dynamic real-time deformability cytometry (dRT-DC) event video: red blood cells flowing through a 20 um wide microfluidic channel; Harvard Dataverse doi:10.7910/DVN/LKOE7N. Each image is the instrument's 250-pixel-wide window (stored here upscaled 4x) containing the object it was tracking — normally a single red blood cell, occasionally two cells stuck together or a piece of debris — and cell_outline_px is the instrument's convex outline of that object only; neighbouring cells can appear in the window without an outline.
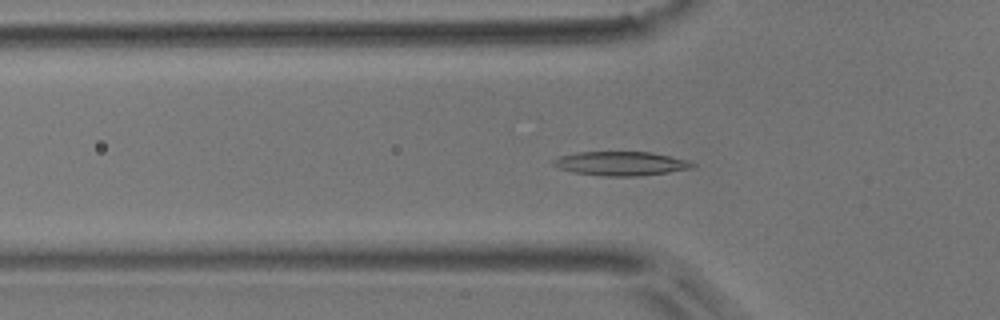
{"species": "common noctule bat (a hibernating species)", "species_latin": "Nyctalus noctula", "temperature_condition": "room temperature", "stored_images_in_passage": 44, "camera_frame_rate_fps": 3000, "um_per_image_px": 0.085, "animal": {"sex": "male", "body_mass_g": 17.9}, "frame": {"image": 1, "passage_image": 16, "time_ms": 5.0, "image_size_px": [1000, 320], "cell_outline_px": [[696, 168], [640, 176], [600, 176], [572, 172], [560, 168], [552, 164], [552, 160], [560, 156], [576, 152], [652, 152], [688, 160], [696, 164]], "centroid_in_image_um": [52.8, 13.9], "position_along_channel_um": 73.0, "area_um2": 19.65}}
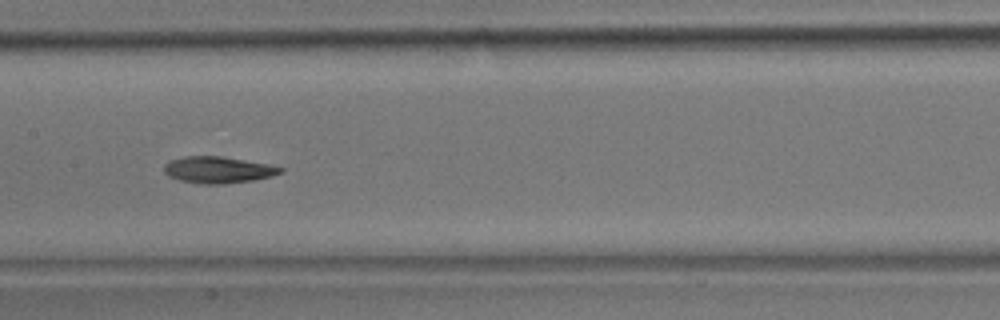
{"frame": {"image": 2, "passage_image": 25, "time_ms": 8.0, "image_size_px": [1000, 320], "cell_outline_px": [[284, 172], [272, 176], [252, 180], [224, 184], [200, 184], [180, 180], [168, 176], [164, 172], [164, 164], [168, 160], [184, 156], [220, 156], [268, 164], [284, 168]], "centroid_in_image_um": [18.51, 14.43], "position_along_channel_um": 188.9, "area_um2": 18.09}}
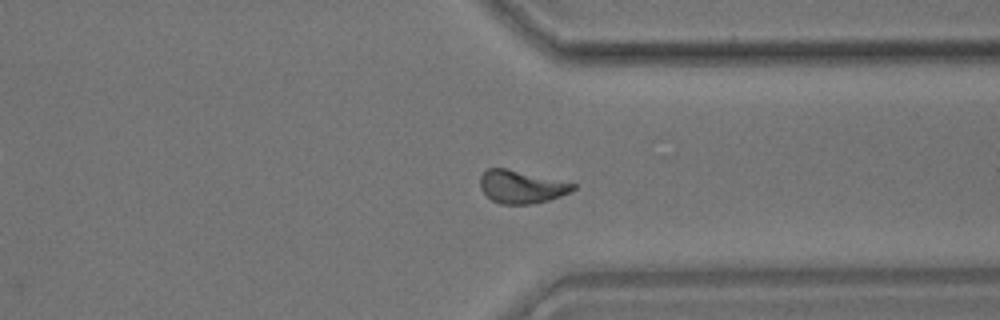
{"frame": {"image": 3, "passage_image": 39, "time_ms": 12.667, "image_size_px": [1000, 320], "cell_outline_px": [[576, 188], [560, 196], [548, 200], [532, 204], [500, 204], [492, 200], [480, 188], [480, 176], [488, 168], [504, 168], [576, 184]], "centroid_in_image_um": [44.29, 15.89], "position_along_channel_um": 367.1, "area_um2": 17.46}, "authors_computed_cell_mechanics": {"area_um2": 18.1781, "velocity_mm_per_s": 3.8346, "shape_relaxation_time_tau1_ms": 5.54, "shape_relaxation_time_tau2_ms": 6.8727, "deformation_change_tau1": 0.1468, "deformation_change_tau2": 0.1254}}